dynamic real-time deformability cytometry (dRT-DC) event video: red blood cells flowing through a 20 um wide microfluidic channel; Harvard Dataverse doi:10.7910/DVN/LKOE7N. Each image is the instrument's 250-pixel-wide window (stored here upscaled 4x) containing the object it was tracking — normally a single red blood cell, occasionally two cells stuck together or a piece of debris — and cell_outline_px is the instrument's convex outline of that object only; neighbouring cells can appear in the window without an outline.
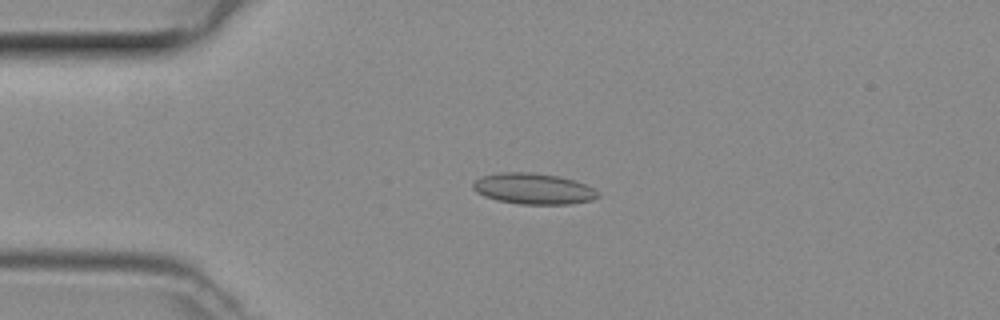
{"species": "common noctule bat (a hibernating species)", "species_latin": "Nyctalus noctula", "temperature_condition": "room temperature", "stored_images_in_passage": 43, "camera_frame_rate_fps": 3000, "um_per_image_px": 0.085, "animal": {"sex": "female", "body_mass_g": 29.2, "forearm_length_mm": 56.3}, "frame": {"image": 1, "passage_image": 6, "time_ms": 1.667, "image_size_px": [1000, 320], "cell_outline_px": [[600, 196], [592, 200], [572, 204], [520, 204], [496, 200], [484, 196], [476, 192], [472, 188], [472, 184], [480, 176], [500, 172], [532, 172], [560, 176], [584, 184], [592, 188]], "centroid_in_image_um": [45.3, 16.04], "position_along_channel_um": 39.7, "area_um2": 22.6}}
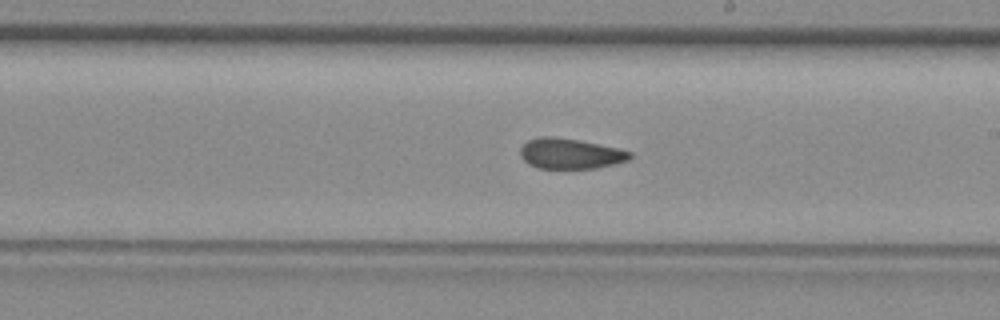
{"frame": {"image": 2, "passage_image": 22, "time_ms": 7.0, "image_size_px": [1000, 320], "cell_outline_px": [[632, 156], [628, 160], [616, 164], [596, 168], [536, 168], [528, 164], [520, 156], [520, 148], [528, 140], [540, 136], [548, 136], [576, 140], [616, 148], [632, 152]], "centroid_in_image_um": [48.45, 13.07], "position_along_channel_um": 240.6, "area_um2": 19.25}}
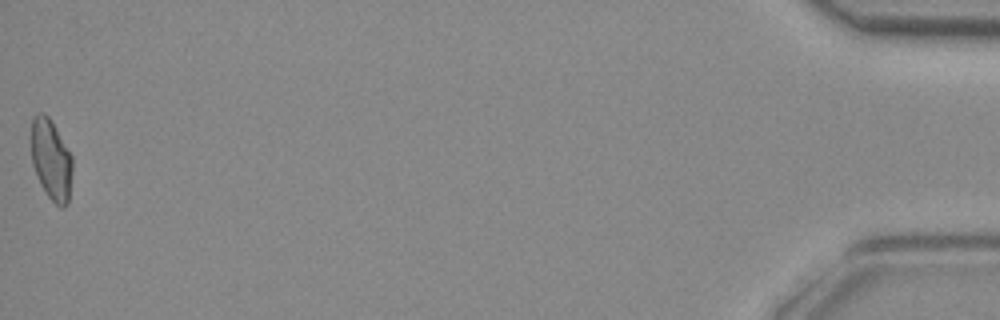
{"frame": {"image": 3, "passage_image": 43, "time_ms": 14.0, "image_size_px": [1000, 320], "cell_outline_px": [[72, 172], [68, 204], [64, 208], [60, 208], [48, 196], [40, 184], [32, 164], [32, 120], [40, 112], [44, 112], [52, 120], [72, 156]], "centroid_in_image_um": [4.37, 13.59], "position_along_channel_um": 430.8, "area_um2": 19.36}}